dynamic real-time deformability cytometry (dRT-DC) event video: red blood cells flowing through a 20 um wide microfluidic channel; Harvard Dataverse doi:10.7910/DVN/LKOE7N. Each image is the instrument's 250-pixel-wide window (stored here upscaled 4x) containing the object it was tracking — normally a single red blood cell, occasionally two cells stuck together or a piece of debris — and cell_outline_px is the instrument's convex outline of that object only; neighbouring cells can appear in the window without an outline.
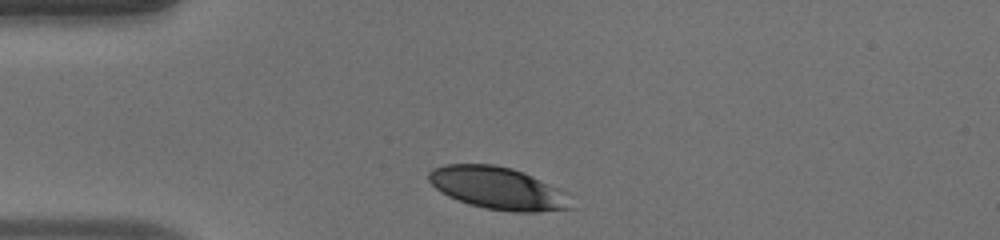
{"species": "human", "species_latin": "Homo sapiens", "temperature_condition": "warm", "stored_images_in_passage": 34, "camera_frame_rate_fps": 3000, "um_per_image_px": 0.085, "donor": {"sex": "male"}, "frame": {"image": 1, "passage_image": 1, "time_ms": 0.0, "image_size_px": [1000, 240], "cell_outline_px": [[552, 208], [492, 208], [476, 204], [452, 196], [444, 192], [432, 180], [436, 172], [440, 168], [460, 164], [476, 164], [504, 168], [528, 176], [532, 180]], "centroid_in_image_um": [41.66, 15.87], "position_along_channel_um": 43.3, "area_um2": 26.47}}
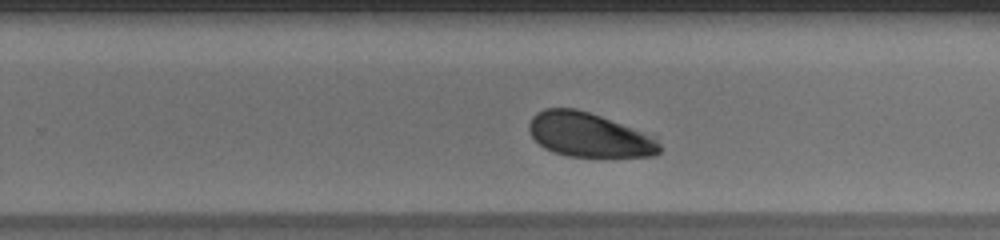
{"frame": {"image": 2, "passage_image": 21, "time_ms": 6.667, "image_size_px": [1000, 240], "cell_outline_px": [[656, 152], [624, 156], [588, 156], [564, 152], [552, 148], [544, 144], [532, 132], [532, 124], [536, 116], [544, 112], [560, 108], [580, 112], [604, 120], [640, 136], [652, 144], [656, 148]], "centroid_in_image_um": [49.9, 11.49], "position_along_channel_um": 279.9, "area_um2": 27.86}}
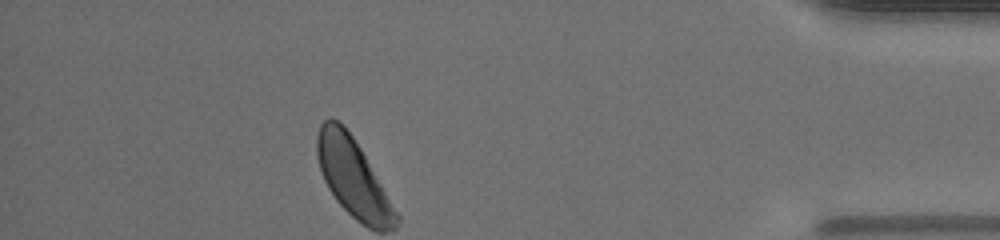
{"frame": {"image": 3, "passage_image": 34, "time_ms": 11.0, "image_size_px": [1000, 240], "cell_outline_px": [[384, 212], [368, 224], [360, 220], [336, 196], [328, 184], [324, 176], [320, 164], [320, 132], [324, 124], [332, 120], [340, 124], [348, 132], [360, 152], [364, 160], [380, 196]], "centroid_in_image_um": [29.62, 14.7], "position_along_channel_um": 405.6, "area_um2": 26.7}, "authors_computed_cell_mechanics": {"area_um2": 28.3798, "velocity_mm_per_s": 3.9678, "shape_relaxation_time_tau1_ms": 7.8995, "shape_relaxation_time_tau2_ms": null, "deformation_change_tau1": 0.1102, "deformation_change_tau2": null}}